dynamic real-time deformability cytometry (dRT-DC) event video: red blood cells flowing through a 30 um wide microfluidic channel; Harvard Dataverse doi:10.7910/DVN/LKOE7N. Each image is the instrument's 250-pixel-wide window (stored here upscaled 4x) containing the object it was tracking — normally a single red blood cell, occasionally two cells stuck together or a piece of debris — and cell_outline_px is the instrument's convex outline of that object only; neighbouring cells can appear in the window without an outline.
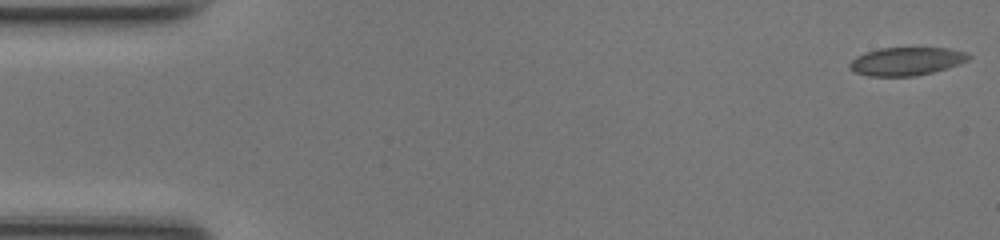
{"species": "common noctule bat (a hibernating species)", "species_latin": "Nyctalus noctula", "temperature_condition": "room temperature", "stored_images_in_passage": 50, "segment_of_instrument_passage": [1, 2], "camera_frame_rate_fps": 3000, "um_per_image_px": 0.085, "animal": {"sex": "female", "body_mass_g": 17.0, "forearm_length_mm": 48.0}, "frame": {"image": 1, "passage_image": 1, "time_ms": 0.0, "image_size_px": [1000, 240], "cell_outline_px": [[972, 56], [968, 60], [960, 64], [948, 68], [916, 76], [868, 76], [856, 72], [848, 68], [848, 64], [856, 56], [864, 52], [880, 48], [948, 48], [968, 52]], "centroid_in_image_um": [77.06, 5.21], "position_along_channel_um": 7.9, "area_um2": 19.71}}
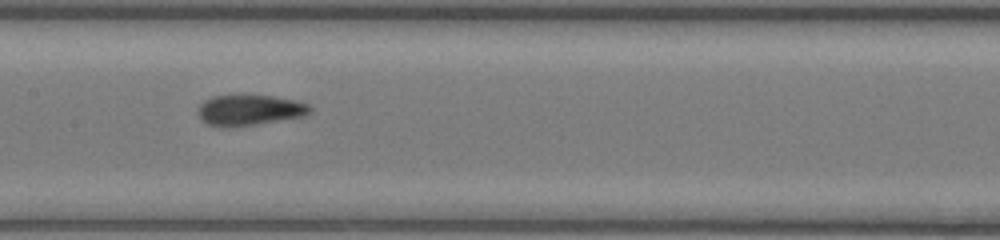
{"frame": {"image": 2, "passage_image": 24, "time_ms": 7.667, "image_size_px": [1000, 240], "cell_outline_px": [[312, 112], [304, 116], [256, 124], [228, 128], [220, 128], [204, 124], [200, 120], [196, 112], [200, 104], [204, 100], [212, 96], [272, 96], [296, 100], [308, 104], [312, 108]], "centroid_in_image_um": [21.15, 9.38], "position_along_channel_um": 186.2, "area_um2": 20.29}}
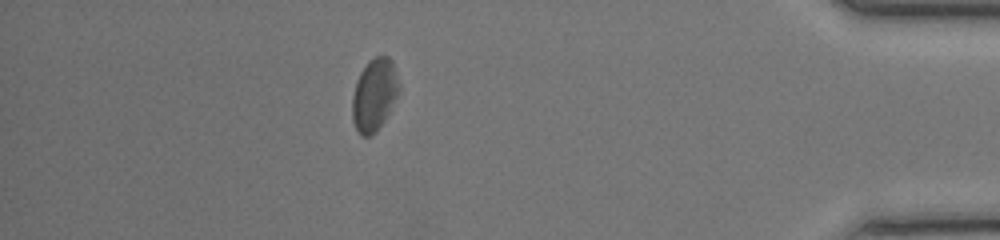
{"frame": {"image": 3, "passage_image": 43, "time_ms": 14.0, "image_size_px": [1000, 240], "cell_outline_px": [[400, 92], [384, 120], [376, 132], [368, 136], [360, 136], [352, 120], [352, 96], [356, 80], [360, 72], [368, 60], [376, 56], [388, 56], [392, 60], [400, 84]], "centroid_in_image_um": [31.82, 8.03], "position_along_channel_um": 403.4, "area_um2": 19.94}}